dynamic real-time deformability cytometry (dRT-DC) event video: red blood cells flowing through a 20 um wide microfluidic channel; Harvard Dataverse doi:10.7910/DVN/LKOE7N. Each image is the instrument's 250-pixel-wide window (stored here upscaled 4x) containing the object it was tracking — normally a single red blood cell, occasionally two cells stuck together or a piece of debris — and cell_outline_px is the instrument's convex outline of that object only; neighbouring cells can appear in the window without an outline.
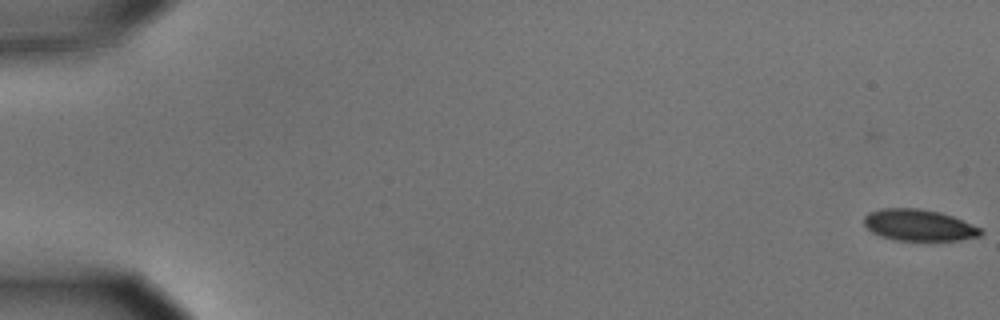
{"species": "common noctule bat (a hibernating species)", "species_latin": "Nyctalus noctula", "temperature_condition": "cold", "stored_images_in_passage": 57, "camera_frame_rate_fps": 3000, "um_per_image_px": 0.085, "animal": {"sex": "male", "body_mass_g": 15.6}, "frame": {"image": 1, "passage_image": 1, "time_ms": 0.0, "image_size_px": [1000, 320], "cell_outline_px": [[984, 232], [980, 236], [960, 240], [896, 240], [880, 236], [872, 232], [864, 224], [864, 216], [868, 212], [880, 208], [916, 208], [940, 212], [952, 216], [980, 228]], "centroid_in_image_um": [78.08, 19.13], "position_along_channel_um": 6.9, "area_um2": 21.33}}
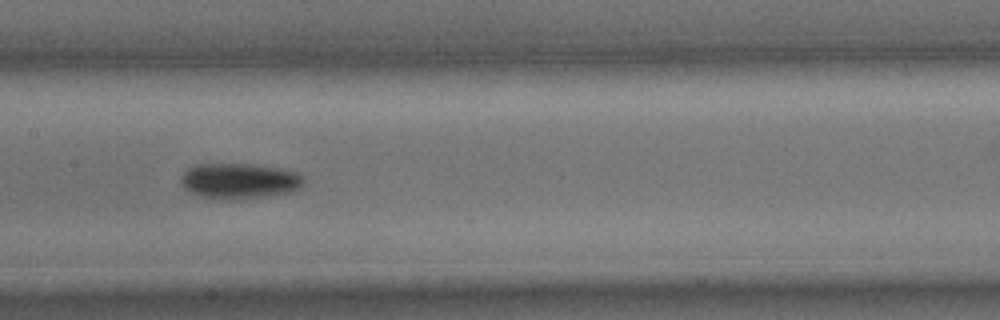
{"frame": {"image": 2, "passage_image": 30, "time_ms": 9.667, "image_size_px": [1000, 320], "cell_outline_px": [[304, 184], [300, 188], [292, 192], [268, 196], [224, 200], [220, 200], [200, 196], [188, 192], [180, 184], [180, 176], [192, 164], [252, 164], [276, 168], [296, 172], [304, 176]], "centroid_in_image_um": [20.31, 15.39], "position_along_channel_um": 187.1, "area_um2": 25.78}}
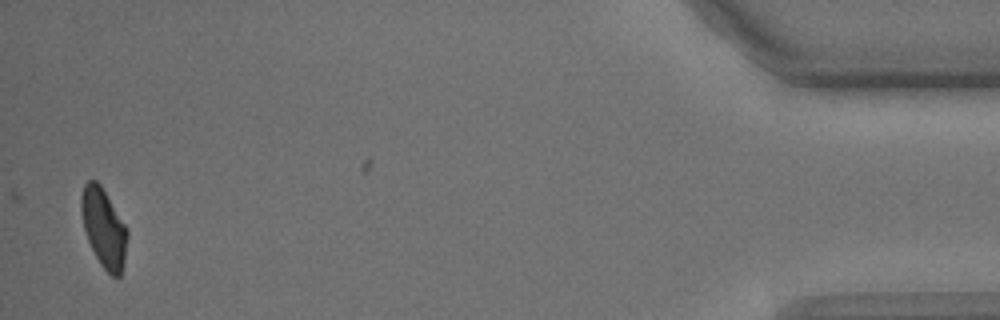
{"frame": {"image": 3, "passage_image": 57, "time_ms": 18.667, "image_size_px": [1000, 320], "cell_outline_px": [[128, 236], [124, 260], [120, 276], [112, 276], [100, 264], [88, 240], [84, 228], [80, 208], [80, 196], [84, 184], [88, 180], [96, 180], [100, 184], [128, 228]], "centroid_in_image_um": [8.82, 19.34], "position_along_channel_um": 426.4, "area_um2": 21.1}, "authors_computed_cell_mechanics": {"area_um2": 23.2356, "velocity_mm_per_s": 3.5376, "shape_relaxation_time_tau1_ms": 3.3031, "shape_relaxation_time_tau2_ms": null, "deformation_change_tau1": 0.1248, "deformation_change_tau2": null}}